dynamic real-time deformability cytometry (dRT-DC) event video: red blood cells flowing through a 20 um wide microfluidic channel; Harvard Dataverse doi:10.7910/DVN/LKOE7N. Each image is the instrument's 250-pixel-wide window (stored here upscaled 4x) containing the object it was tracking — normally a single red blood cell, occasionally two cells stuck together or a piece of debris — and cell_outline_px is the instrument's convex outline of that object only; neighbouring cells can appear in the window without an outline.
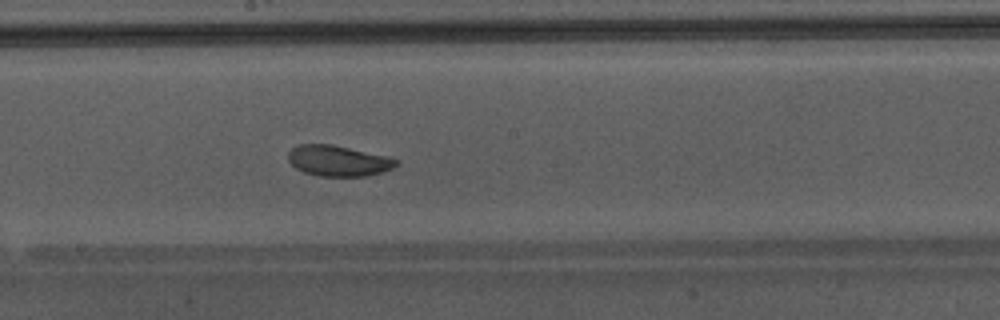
{"species": "Egyptian fruit bat (a non-hibernating species)", "species_latin": "Rousettus aegyptiacus", "temperature_condition": "warm", "stored_images_in_passage": 38, "camera_frame_rate_fps": 3000, "um_per_image_px": 0.085, "animal": {"sex": "male"}, "frame": {"image": 1, "passage_image": 17, "time_ms": 5.333, "image_size_px": [1000, 320], "cell_outline_px": [[400, 164], [384, 172], [364, 176], [320, 176], [304, 172], [296, 168], [288, 160], [288, 152], [296, 144], [332, 144], [388, 156], [396, 160]], "centroid_in_image_um": [28.75, 13.66], "position_along_channel_um": 219.4, "area_um2": 19.42}, "authors_computed_cell_mechanics": {"area_um2": 21.097, "velocity_mm_per_s": 4.2889, "shape_relaxation_time_tau1_ms": 2.3576, "shape_relaxation_time_tau2_ms": 1.3607, "deformation_change_tau1": 0.0872, "deformation_change_tau2": 0.0559}}